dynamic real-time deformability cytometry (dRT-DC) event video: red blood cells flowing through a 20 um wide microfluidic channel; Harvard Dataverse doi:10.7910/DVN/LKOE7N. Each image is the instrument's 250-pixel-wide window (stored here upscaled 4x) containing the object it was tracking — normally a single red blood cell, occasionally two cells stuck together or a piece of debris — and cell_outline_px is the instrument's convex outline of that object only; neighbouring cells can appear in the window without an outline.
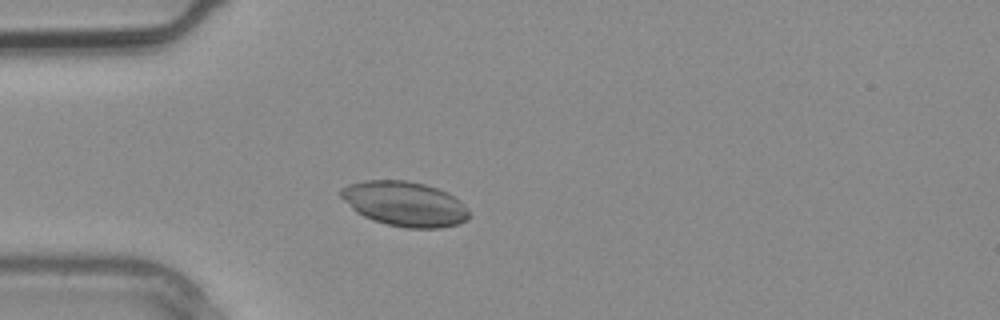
{"species": "common noctule bat (a hibernating species)", "species_latin": "Nyctalus noctula", "temperature_condition": "warm", "stored_images_in_passage": 2, "camera_frame_rate_fps": 3000, "um_per_image_px": 0.085, "animal": {"sex": "male", "body_mass_g": 20.4}, "frame": {"image": 1, "passage_image": 1, "time_ms": 0.0, "image_size_px": [1000, 320], "cell_outline_px": [[472, 216], [468, 220], [456, 224], [440, 228], [408, 228], [388, 224], [372, 220], [356, 212], [340, 196], [340, 188], [348, 184], [364, 180], [408, 180], [424, 184], [448, 192], [460, 200], [468, 208]], "centroid_in_image_um": [34.42, 17.32], "position_along_channel_um": 50.6, "area_um2": 33.7}}